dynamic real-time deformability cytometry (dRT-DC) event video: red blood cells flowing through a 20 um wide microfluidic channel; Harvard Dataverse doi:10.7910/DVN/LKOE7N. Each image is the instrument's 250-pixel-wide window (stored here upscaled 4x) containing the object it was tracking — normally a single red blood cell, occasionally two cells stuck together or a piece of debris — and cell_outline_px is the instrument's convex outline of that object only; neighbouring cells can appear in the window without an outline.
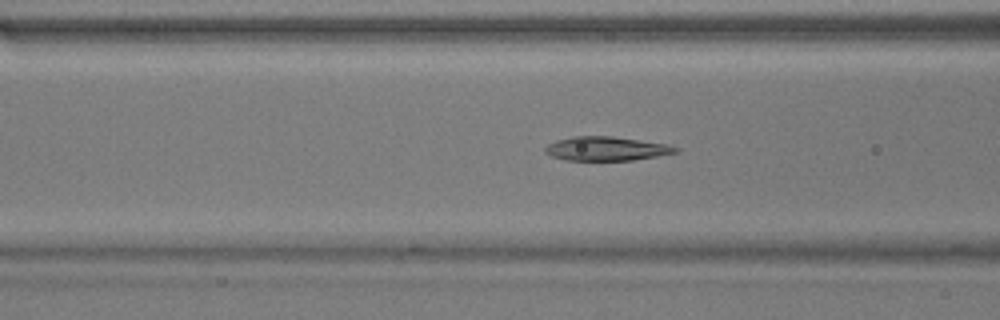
{"species": "common noctule bat (a hibernating species)", "species_latin": "Nyctalus noctula", "temperature_condition": "warm", "stored_images_in_passage": 25, "camera_frame_rate_fps": 3000, "um_per_image_px": 0.085, "animal": {"sex": "male", "body_mass_g": 17.9}, "frame": {"image": 1, "passage_image": 4, "time_ms": 1.0, "image_size_px": [1000, 320], "cell_outline_px": [[680, 152], [632, 160], [564, 160], [552, 156], [544, 152], [544, 148], [548, 144], [556, 140], [576, 136], [612, 136], [668, 144], [680, 148]], "centroid_in_image_um": [51.55, 12.63], "position_along_channel_um": 115.0, "area_um2": 18.26}}
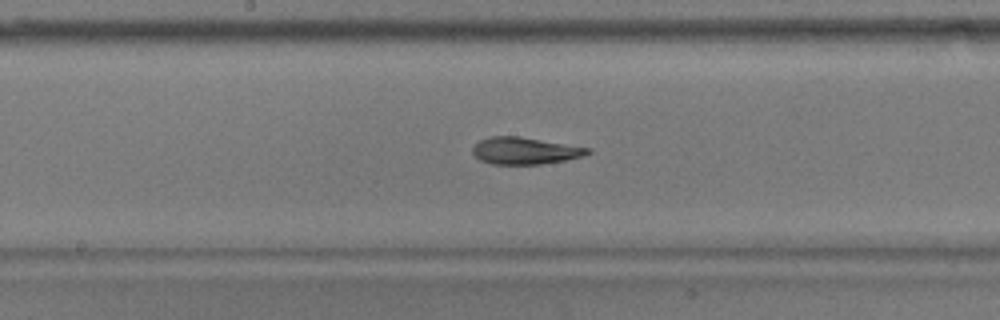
{"frame": {"image": 2, "passage_image": 11, "time_ms": 3.333, "image_size_px": [1000, 320], "cell_outline_px": [[592, 152], [584, 156], [564, 160], [540, 164], [492, 164], [480, 160], [472, 152], [472, 148], [480, 140], [492, 136], [520, 136], [592, 148]], "centroid_in_image_um": [44.65, 12.81], "position_along_channel_um": 203.6, "area_um2": 18.09}}
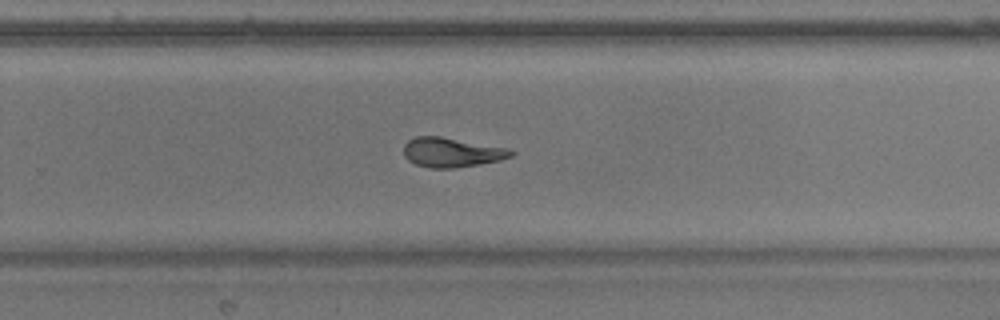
{"frame": {"image": 3, "passage_image": 18, "time_ms": 5.667, "image_size_px": [1000, 320], "cell_outline_px": [[516, 152], [512, 156], [500, 160], [480, 164], [456, 168], [432, 168], [416, 164], [408, 160], [404, 156], [404, 144], [408, 140], [416, 136], [440, 136], [512, 148]], "centroid_in_image_um": [38.44, 12.94], "position_along_channel_um": 291.4, "area_um2": 18.73}}